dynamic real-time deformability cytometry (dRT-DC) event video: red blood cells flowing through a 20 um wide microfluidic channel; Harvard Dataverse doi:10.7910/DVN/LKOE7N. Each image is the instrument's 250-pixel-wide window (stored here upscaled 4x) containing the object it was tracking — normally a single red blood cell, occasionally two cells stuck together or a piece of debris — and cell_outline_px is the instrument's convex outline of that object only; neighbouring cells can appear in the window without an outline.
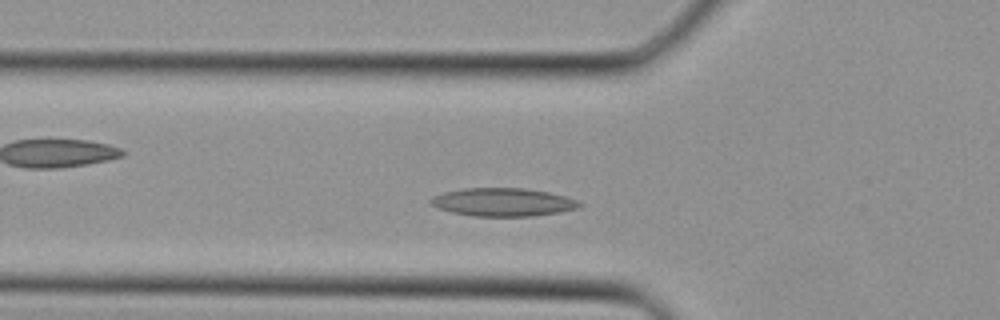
{"species": "Egyptian fruit bat (a non-hibernating species)", "species_latin": "Rousettus aegyptiacus", "temperature_condition": "cold", "stored_images_in_passage": 24, "camera_frame_rate_fps": 3000, "um_per_image_px": 0.085, "animal": {"sex": "female"}, "frame": {"image": 1, "passage_image": 2, "time_ms": 0.333, "image_size_px": [1000, 320], "cell_outline_px": [[580, 204], [576, 208], [560, 212], [532, 216], [472, 216], [452, 212], [436, 208], [428, 200], [432, 196], [444, 192], [464, 188], [524, 188], [548, 192], [564, 196], [576, 200]], "centroid_in_image_um": [42.68, 17.18], "position_along_channel_um": 83.1, "area_um2": 24.28}}
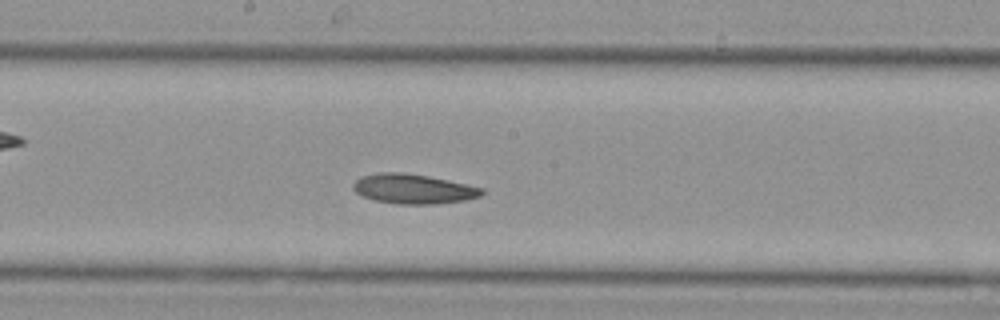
{"frame": {"image": 2, "passage_image": 9, "time_ms": 2.667, "image_size_px": [1000, 320], "cell_outline_px": [[484, 192], [480, 196], [464, 200], [436, 204], [396, 204], [376, 200], [360, 196], [352, 188], [352, 184], [360, 176], [376, 172], [400, 172], [428, 176], [448, 180], [484, 188]], "centroid_in_image_um": [35.09, 16.05], "position_along_channel_um": 213.1, "area_um2": 22.37}}
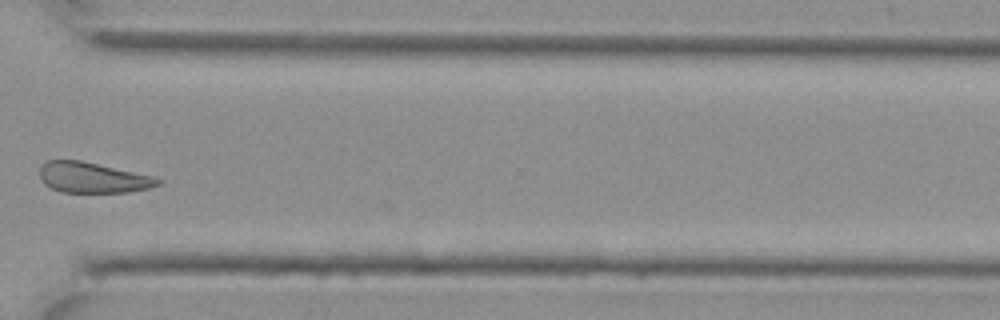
{"frame": {"image": 3, "passage_image": 17, "time_ms": 5.333, "image_size_px": [1000, 320], "cell_outline_px": [[160, 184], [148, 188], [128, 192], [60, 192], [44, 184], [40, 180], [40, 164], [48, 160], [80, 160], [156, 176], [160, 180]], "centroid_in_image_um": [7.86, 15.09], "position_along_channel_um": 362.7, "area_um2": 21.15}}